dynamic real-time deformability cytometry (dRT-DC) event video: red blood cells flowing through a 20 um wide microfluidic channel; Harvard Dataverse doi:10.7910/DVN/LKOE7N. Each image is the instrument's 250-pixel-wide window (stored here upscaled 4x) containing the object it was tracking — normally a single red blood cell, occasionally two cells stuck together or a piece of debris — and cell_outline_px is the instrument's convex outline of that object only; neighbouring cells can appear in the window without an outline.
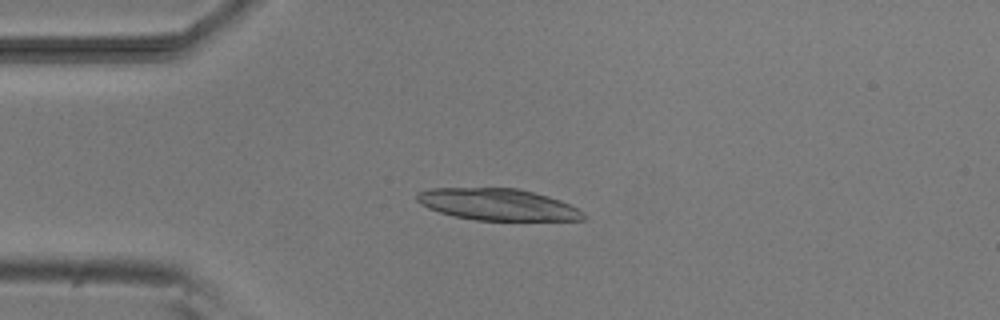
{"species": "common noctule bat (a hibernating species)", "species_latin": "Nyctalus noctula", "temperature_condition": "room temperature", "stored_images_in_passage": 5, "camera_frame_rate_fps": 3000, "um_per_image_px": 0.085, "animal": {"sex": "male", "body_mass_g": 20.5, "forearm_length_mm": 52.5}, "frame": {"image": 1, "passage_image": 2, "time_ms": 1.0, "image_size_px": [1000, 320], "cell_outline_px": [[588, 216], [584, 220], [476, 220], [452, 216], [428, 208], [420, 204], [416, 200], [416, 192], [432, 188], [516, 188], [548, 196], [560, 200], [584, 212]], "centroid_in_image_um": [42.28, 17.38], "position_along_channel_um": 42.7, "area_um2": 30.75}}